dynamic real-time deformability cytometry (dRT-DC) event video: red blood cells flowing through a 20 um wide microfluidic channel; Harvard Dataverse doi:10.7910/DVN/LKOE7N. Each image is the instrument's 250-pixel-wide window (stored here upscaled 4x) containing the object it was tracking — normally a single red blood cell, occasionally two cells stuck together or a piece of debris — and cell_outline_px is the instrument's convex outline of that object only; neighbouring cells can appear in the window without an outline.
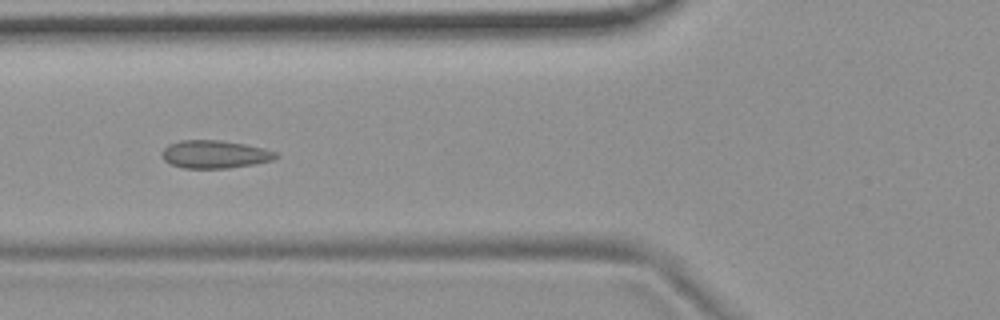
{"species": "common noctule bat (a hibernating species)", "species_latin": "Nyctalus noctula", "temperature_condition": "room temperature", "stored_images_in_passage": 6, "camera_frame_rate_fps": 3000, "um_per_image_px": 0.085, "animal": {"sex": "female", "body_mass_g": 19.9}, "frame": {"image": 1, "passage_image": 5, "time_ms": 1.333, "image_size_px": [1000, 320], "cell_outline_px": [[280, 156], [272, 160], [252, 164], [228, 168], [184, 168], [172, 164], [164, 160], [160, 156], [160, 152], [168, 144], [180, 140], [220, 140], [244, 144], [264, 148], [276, 152]], "centroid_in_image_um": [18.22, 13.11], "position_along_channel_um": 107.6, "area_um2": 18.55}}
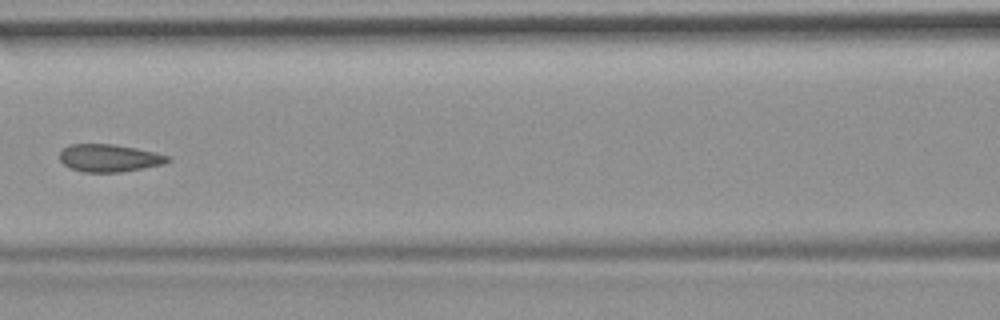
{"frame": {"image": 2, "passage_image": 6, "time_ms": 1.667, "image_size_px": [1000, 320], "cell_outline_px": [[172, 160], [164, 164], [120, 172], [84, 172], [72, 168], [64, 164], [60, 160], [60, 152], [64, 148], [72, 144], [112, 144], [136, 148], [156, 152], [172, 156]], "centroid_in_image_um": [9.34, 13.43], "position_along_channel_um": 157.3, "area_um2": 17.34}}